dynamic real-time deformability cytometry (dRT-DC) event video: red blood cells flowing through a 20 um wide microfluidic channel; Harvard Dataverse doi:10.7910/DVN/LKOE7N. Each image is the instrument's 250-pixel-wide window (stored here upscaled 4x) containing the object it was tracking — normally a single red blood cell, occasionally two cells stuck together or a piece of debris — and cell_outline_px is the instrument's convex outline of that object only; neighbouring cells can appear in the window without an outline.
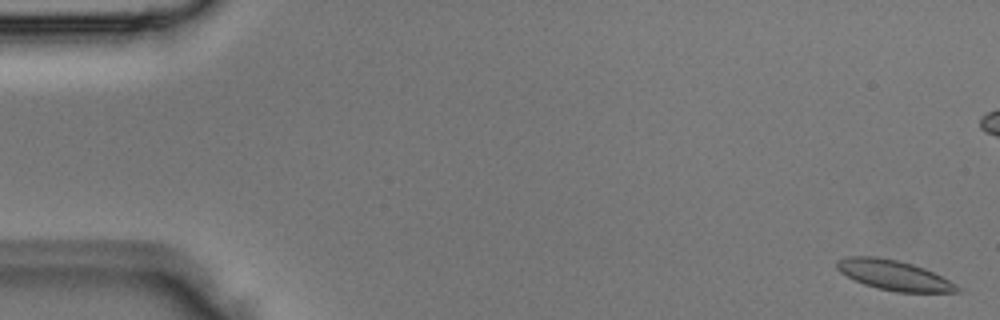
{"species": "Egyptian fruit bat (a non-hibernating species)", "species_latin": "Rousettus aegyptiacus", "temperature_condition": "room temperature", "stored_images_in_passage": 5, "camera_frame_rate_fps": 3000, "um_per_image_px": 0.085, "animal": {"sex": "male"}, "frame": {"image": 1, "passage_image": 1, "time_ms": 0.0, "image_size_px": [1000, 320], "cell_outline_px": [[960, 292], [896, 292], [864, 284], [840, 272], [836, 268], [836, 260], [848, 256], [876, 256], [900, 260], [924, 268], [956, 284], [960, 288]], "centroid_in_image_um": [75.96, 23.37], "position_along_channel_um": 9.0, "area_um2": 20.87}}